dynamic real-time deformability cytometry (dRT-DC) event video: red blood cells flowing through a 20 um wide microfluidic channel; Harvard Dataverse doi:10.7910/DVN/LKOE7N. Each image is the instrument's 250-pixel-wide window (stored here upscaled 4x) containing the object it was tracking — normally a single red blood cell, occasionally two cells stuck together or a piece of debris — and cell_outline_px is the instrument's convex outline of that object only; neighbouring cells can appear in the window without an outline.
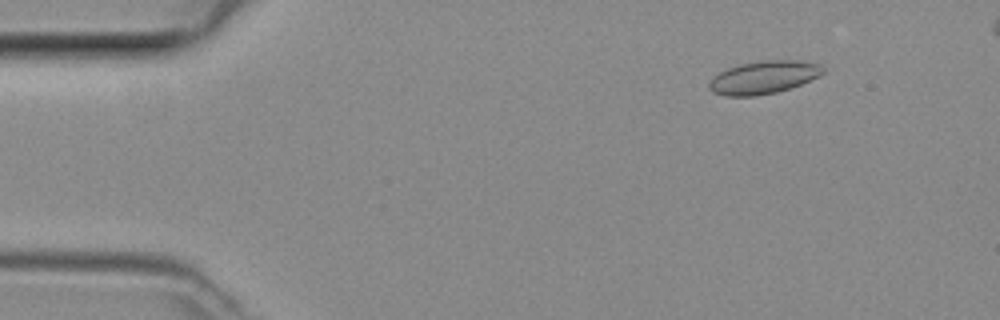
{"species": "common noctule bat (a hibernating species)", "species_latin": "Nyctalus noctula", "temperature_condition": "room temperature", "stored_images_in_passage": 11, "camera_frame_rate_fps": 3000, "um_per_image_px": 0.085, "animal": {"sex": "female", "body_mass_g": 29.2, "forearm_length_mm": 56.3}, "frame": {"image": 1, "passage_image": 4, "time_ms": 1.0, "image_size_px": [1000, 320], "cell_outline_px": [[824, 72], [820, 76], [800, 84], [776, 92], [756, 96], [724, 96], [712, 92], [708, 88], [708, 84], [720, 72], [728, 68], [740, 64], [764, 60], [800, 60], [816, 64], [824, 68]], "centroid_in_image_um": [64.9, 6.58], "position_along_channel_um": 20.1, "area_um2": 21.62}}